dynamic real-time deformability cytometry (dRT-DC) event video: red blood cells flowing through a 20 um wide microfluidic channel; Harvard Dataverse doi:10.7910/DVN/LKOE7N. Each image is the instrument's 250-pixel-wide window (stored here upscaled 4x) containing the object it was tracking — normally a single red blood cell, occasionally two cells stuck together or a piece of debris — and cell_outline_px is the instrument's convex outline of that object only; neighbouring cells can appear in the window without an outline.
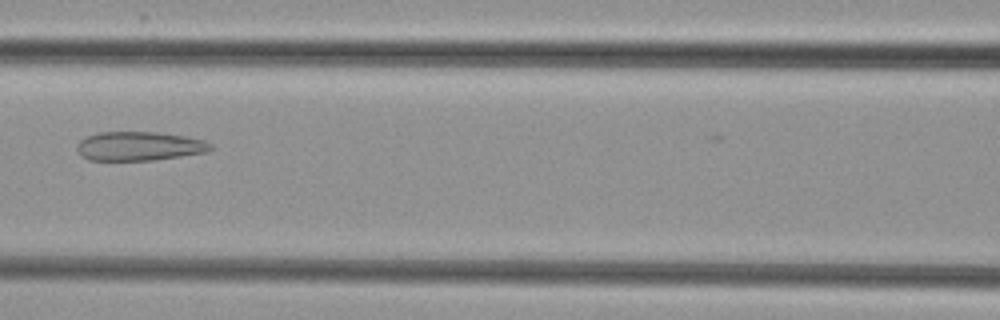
{"species": "common noctule bat (a hibernating species)", "species_latin": "Nyctalus noctula", "temperature_condition": "cold", "stored_images_in_passage": 4, "camera_frame_rate_fps": 3000, "um_per_image_px": 0.085, "animal": {"sex": "female", "body_mass_g": 29.2, "forearm_length_mm": 56.3}, "frame": {"image": 1, "passage_image": 4, "time_ms": 5.333, "image_size_px": [1000, 320], "cell_outline_px": [[212, 148], [208, 152], [152, 160], [88, 160], [80, 156], [76, 148], [76, 144], [80, 140], [88, 136], [100, 132], [156, 132], [184, 136], [204, 140], [212, 144]], "centroid_in_image_um": [11.81, 12.42], "position_along_channel_um": 154.8, "area_um2": 22.6}}